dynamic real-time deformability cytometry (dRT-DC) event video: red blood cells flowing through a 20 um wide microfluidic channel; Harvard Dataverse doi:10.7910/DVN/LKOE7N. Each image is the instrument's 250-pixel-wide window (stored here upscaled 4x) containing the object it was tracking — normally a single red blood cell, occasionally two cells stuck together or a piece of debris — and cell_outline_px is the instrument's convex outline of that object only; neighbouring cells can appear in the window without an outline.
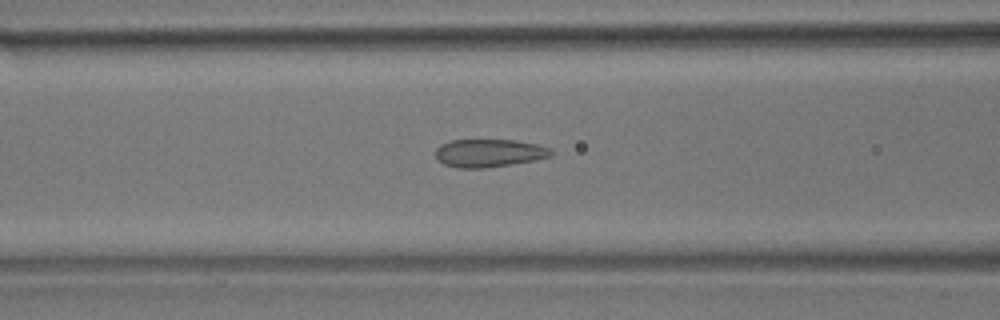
{"species": "common noctule bat (a hibernating species)", "species_latin": "Nyctalus noctula", "temperature_condition": "room temperature", "stored_images_in_passage": 39, "camera_frame_rate_fps": 3000, "um_per_image_px": 0.085, "animal": {"sex": "male", "body_mass_g": 17.9}, "frame": {"image": 1, "passage_image": 17, "time_ms": 5.333, "image_size_px": [1000, 320], "cell_outline_px": [[556, 152], [552, 156], [536, 160], [512, 164], [484, 168], [456, 168], [444, 164], [436, 156], [436, 148], [440, 144], [452, 140], [516, 140], [536, 144], [552, 148]], "centroid_in_image_um": [41.63, 13.01], "position_along_channel_um": 125.0, "area_um2": 19.02}}
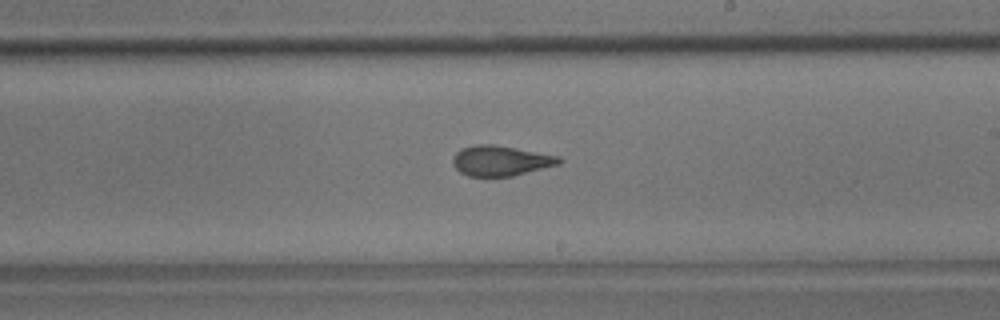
{"frame": {"image": 2, "passage_image": 27, "time_ms": 8.667, "image_size_px": [1000, 320], "cell_outline_px": [[564, 160], [560, 164], [512, 176], [468, 176], [460, 172], [452, 164], [452, 160], [456, 152], [460, 148], [476, 144], [492, 144], [516, 148], [560, 156]], "centroid_in_image_um": [42.56, 13.65], "position_along_channel_um": 246.4, "area_um2": 18.79}}
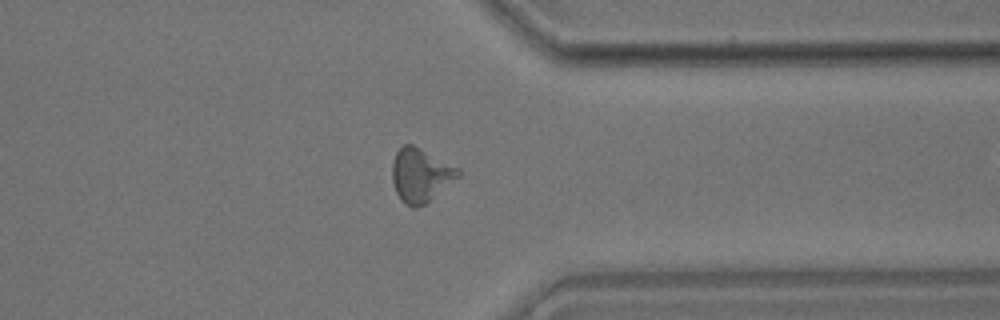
{"frame": {"image": 3, "passage_image": 38, "time_ms": 12.333, "image_size_px": [1000, 320], "cell_outline_px": [[460, 176], [424, 204], [416, 208], [412, 208], [404, 204], [400, 200], [396, 192], [392, 180], [392, 160], [396, 152], [404, 144], [412, 144], [460, 168]], "centroid_in_image_um": [35.73, 14.89], "position_along_channel_um": 375.7, "area_um2": 20.63}}